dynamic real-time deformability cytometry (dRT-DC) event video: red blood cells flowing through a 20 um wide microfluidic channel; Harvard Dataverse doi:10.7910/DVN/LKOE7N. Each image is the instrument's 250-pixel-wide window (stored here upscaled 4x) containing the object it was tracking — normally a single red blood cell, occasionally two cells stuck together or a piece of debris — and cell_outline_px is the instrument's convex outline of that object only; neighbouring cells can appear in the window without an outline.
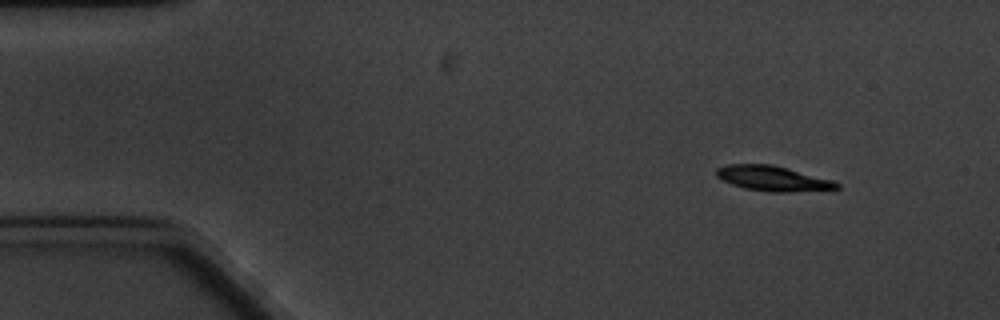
{"species": "common noctule bat (a hibernating species)", "species_latin": "Nyctalus noctula", "temperature_condition": "cold", "stored_images_in_passage": 4, "camera_frame_rate_fps": 3000, "um_per_image_px": 0.085, "animal": {"sex": "male", "body_mass_g": 20.1, "forearm_length_mm": 53.5}, "frame": {"image": 1, "passage_image": 1, "time_ms": 0.0, "image_size_px": [1000, 320], "cell_outline_px": [[840, 188], [788, 192], [768, 192], [744, 188], [720, 180], [716, 176], [716, 168], [728, 164], [772, 164], [832, 180], [840, 184]], "centroid_in_image_um": [65.63, 15.17], "position_along_channel_um": 19.4, "area_um2": 17.51}}
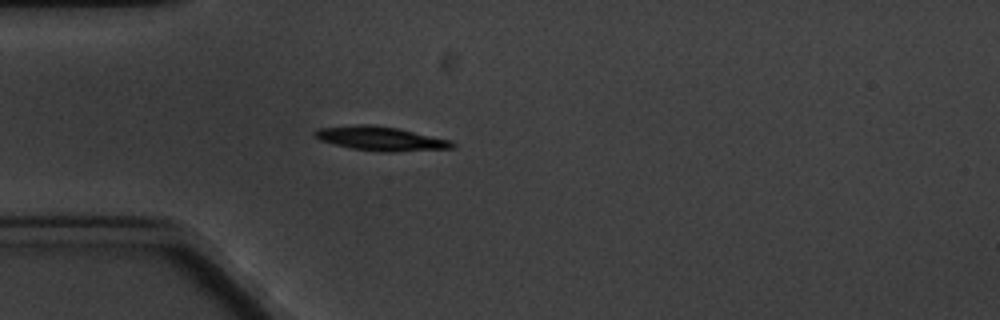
{"frame": {"image": 2, "passage_image": 4, "time_ms": 3.333, "image_size_px": [1000, 320], "cell_outline_px": [[456, 144], [452, 148], [396, 152], [380, 152], [352, 148], [332, 144], [320, 140], [312, 136], [312, 132], [320, 128], [360, 124], [364, 124], [396, 128], [452, 140]], "centroid_in_image_um": [32.34, 11.79], "position_along_channel_um": 52.7, "area_um2": 19.25}}